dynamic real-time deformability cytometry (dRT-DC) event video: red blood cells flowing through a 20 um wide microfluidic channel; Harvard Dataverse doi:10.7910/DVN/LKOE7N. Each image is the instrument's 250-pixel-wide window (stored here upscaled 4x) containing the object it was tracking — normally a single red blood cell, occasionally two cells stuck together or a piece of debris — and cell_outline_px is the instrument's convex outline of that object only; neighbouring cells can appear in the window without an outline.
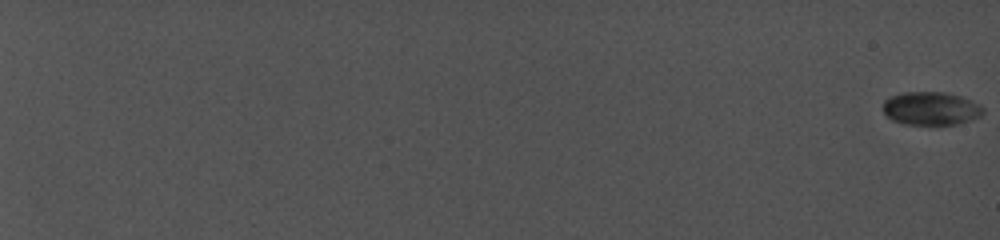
{"species": "common noctule bat (a hibernating species)", "species_latin": "Nyctalus noctula", "temperature_condition": "cold", "stored_images_in_passage": 84, "camera_frame_rate_fps": 5000, "um_per_image_px": 0.085, "animal": {"sex": "female", "body_mass_g": 19.0, "forearm_length_mm": 56.7}, "frame": {"image": 1, "passage_image": 1, "time_ms": 0.0, "image_size_px": [1000, 240], "cell_outline_px": [[984, 112], [976, 116], [956, 124], [904, 124], [892, 120], [884, 112], [884, 100], [888, 96], [900, 92], [948, 92], [964, 96], [980, 104], [984, 108]], "centroid_in_image_um": [79.11, 9.18], "position_along_channel_um": 5.9, "area_um2": 19.42}}
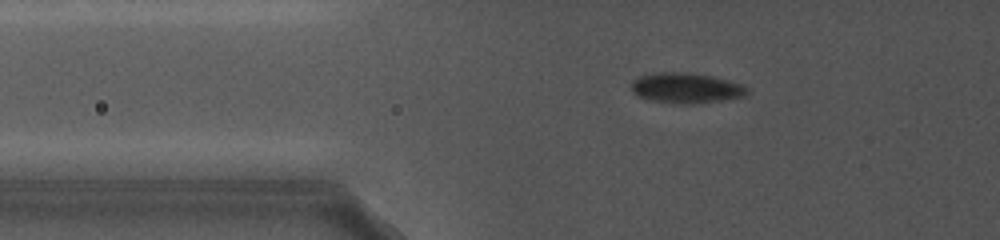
{"frame": {"image": 2, "passage_image": 49, "time_ms": 9.4, "image_size_px": [1000, 240], "cell_outline_px": [[748, 92], [740, 96], [708, 100], [664, 100], [640, 96], [632, 88], [632, 80], [640, 76], [652, 72], [692, 72], [712, 76], [744, 84], [748, 88]], "centroid_in_image_um": [58.32, 7.36], "position_along_channel_um": 67.5, "area_um2": 18.79}}
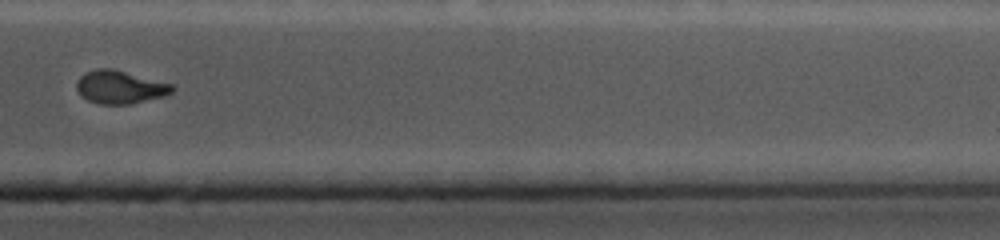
{"frame": {"image": 3, "passage_image": 84, "time_ms": 18.6, "image_size_px": [1000, 240], "cell_outline_px": [[176, 88], [172, 92], [164, 96], [128, 104], [100, 104], [88, 100], [76, 88], [76, 80], [80, 76], [96, 68], [112, 68], [172, 84]], "centroid_in_image_um": [10.2, 7.39], "position_along_channel_um": 401.2, "area_um2": 18.21}}